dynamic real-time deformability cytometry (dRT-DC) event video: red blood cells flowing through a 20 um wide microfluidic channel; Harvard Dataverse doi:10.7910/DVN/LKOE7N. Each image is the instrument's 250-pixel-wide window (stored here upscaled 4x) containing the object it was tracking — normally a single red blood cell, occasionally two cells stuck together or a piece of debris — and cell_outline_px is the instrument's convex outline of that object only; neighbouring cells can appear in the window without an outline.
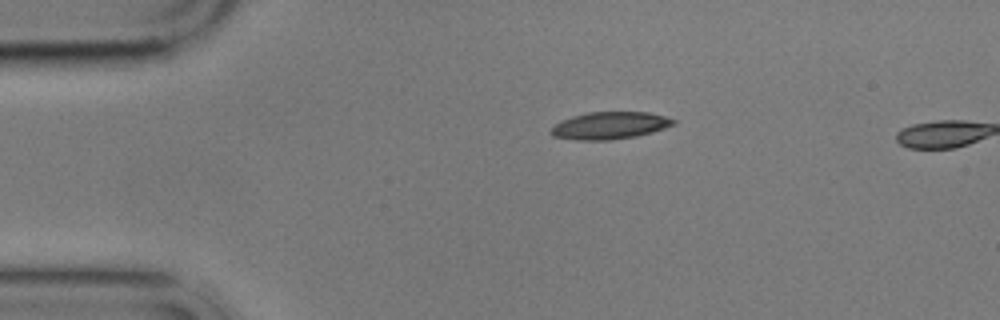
{"species": "common noctule bat (a hibernating species)", "species_latin": "Nyctalus noctula", "temperature_condition": "cold", "stored_images_in_passage": 3, "camera_frame_rate_fps": 3000, "um_per_image_px": 0.085, "animal": {"sex": "male", "body_mass_g": 17.9}, "frame": {"image": 1, "passage_image": 1, "time_ms": 0.0, "image_size_px": [1000, 320], "cell_outline_px": [[676, 124], [652, 132], [636, 136], [612, 140], [576, 140], [552, 136], [548, 132], [560, 120], [572, 116], [588, 112], [648, 112], [664, 116], [676, 120]], "centroid_in_image_um": [51.81, 10.67], "position_along_channel_um": 33.2, "area_um2": 19.54}}